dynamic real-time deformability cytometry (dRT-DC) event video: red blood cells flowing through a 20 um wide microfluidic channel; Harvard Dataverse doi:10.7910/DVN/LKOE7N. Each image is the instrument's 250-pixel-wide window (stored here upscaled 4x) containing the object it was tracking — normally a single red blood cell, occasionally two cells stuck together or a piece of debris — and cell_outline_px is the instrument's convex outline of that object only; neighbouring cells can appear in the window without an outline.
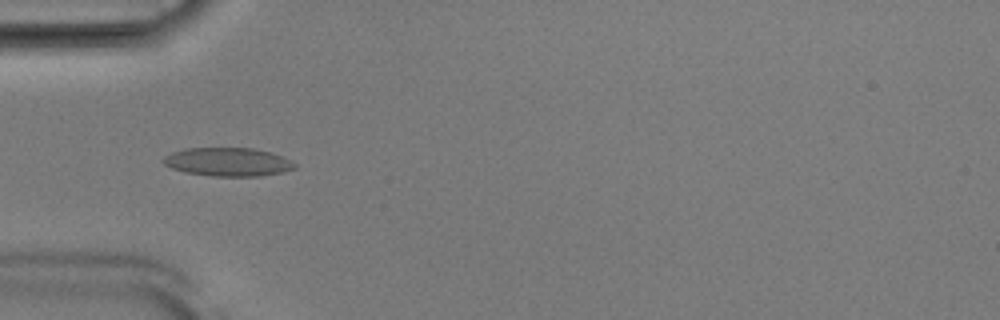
{"species": "Egyptian fruit bat (a non-hibernating species)", "species_latin": "Rousettus aegyptiacus", "temperature_condition": "room temperature", "stored_images_in_passage": 53, "camera_frame_rate_fps": 3000, "um_per_image_px": 0.085, "animal": {"sex": "male"}, "frame": {"image": 1, "passage_image": 17, "time_ms": 5.333, "image_size_px": [1000, 320], "cell_outline_px": [[296, 168], [284, 172], [260, 176], [212, 176], [184, 172], [172, 168], [164, 164], [160, 160], [164, 156], [172, 152], [184, 148], [252, 148], [268, 152], [292, 160], [296, 164]], "centroid_in_image_um": [19.35, 13.77], "position_along_channel_um": 65.7, "area_um2": 21.91}}
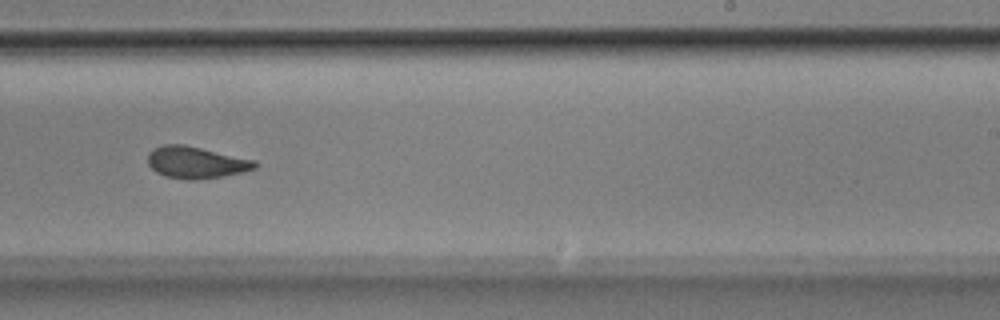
{"frame": {"image": 2, "passage_image": 33, "time_ms": 10.667, "image_size_px": [1000, 320], "cell_outline_px": [[260, 164], [256, 168], [244, 172], [220, 176], [192, 180], [188, 180], [164, 176], [156, 172], [148, 164], [148, 152], [152, 148], [164, 144], [184, 144], [256, 160]], "centroid_in_image_um": [16.66, 13.79], "position_along_channel_um": 272.3, "area_um2": 20.0}}
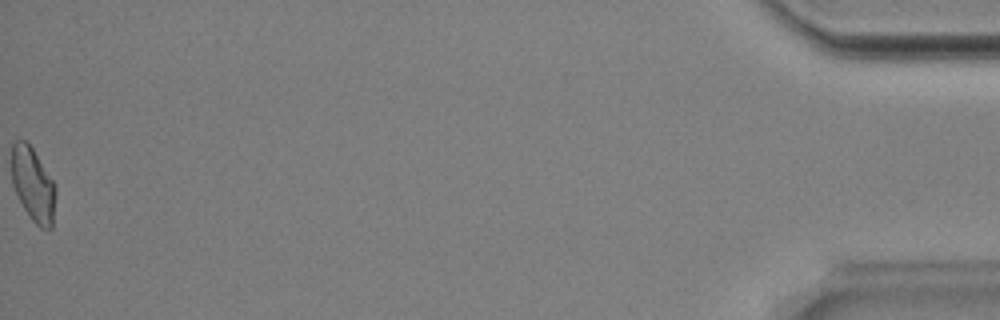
{"frame": {"image": 3, "passage_image": 53, "time_ms": 17.333, "image_size_px": [1000, 320], "cell_outline_px": [[56, 192], [52, 228], [40, 228], [32, 220], [24, 208], [12, 184], [12, 144], [16, 140], [28, 140], [56, 184]], "centroid_in_image_um": [2.83, 15.65], "position_along_channel_um": 432.4, "area_um2": 19.13}, "authors_computed_cell_mechanics": {"area_um2": 19.9988, "velocity_mm_per_s": 3.8888, "shape_relaxation_time_tau1_ms": 7.0894, "shape_relaxation_time_tau2_ms": 1.8365, "deformation_change_tau1": 0.1596, "deformation_change_tau2": 0.071}}